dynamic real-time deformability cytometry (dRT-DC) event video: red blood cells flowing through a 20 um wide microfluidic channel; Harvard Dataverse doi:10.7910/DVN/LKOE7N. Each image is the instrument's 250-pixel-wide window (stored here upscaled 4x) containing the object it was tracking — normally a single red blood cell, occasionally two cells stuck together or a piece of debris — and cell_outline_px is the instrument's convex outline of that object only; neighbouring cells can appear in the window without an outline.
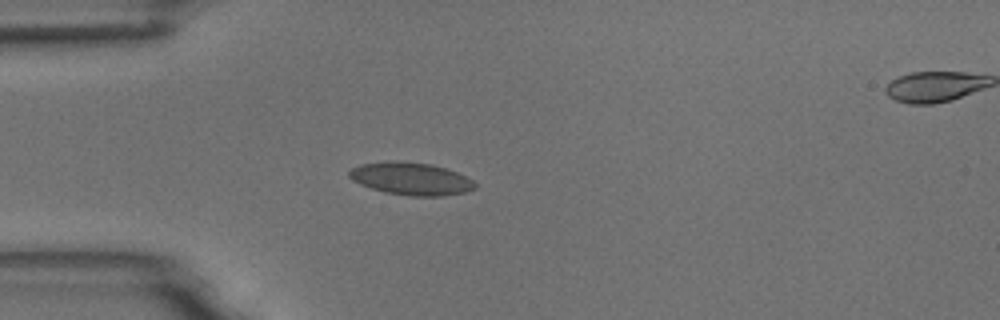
{"species": "common noctule bat (a hibernating species)", "species_latin": "Nyctalus noctula", "temperature_condition": "room temperature", "stored_images_in_passage": 45, "camera_frame_rate_fps": 3000, "um_per_image_px": 0.085, "animal": {"sex": "male", "body_mass_g": 18.8}, "frame": {"image": 1, "passage_image": 9, "time_ms": 2.667, "image_size_px": [1000, 320], "cell_outline_px": [[476, 188], [464, 192], [440, 196], [408, 196], [388, 192], [372, 188], [360, 184], [352, 180], [348, 176], [348, 172], [352, 168], [360, 164], [432, 164], [456, 172], [472, 180], [476, 184]], "centroid_in_image_um": [34.97, 15.24], "position_along_channel_um": 50.0, "area_um2": 22.66}}
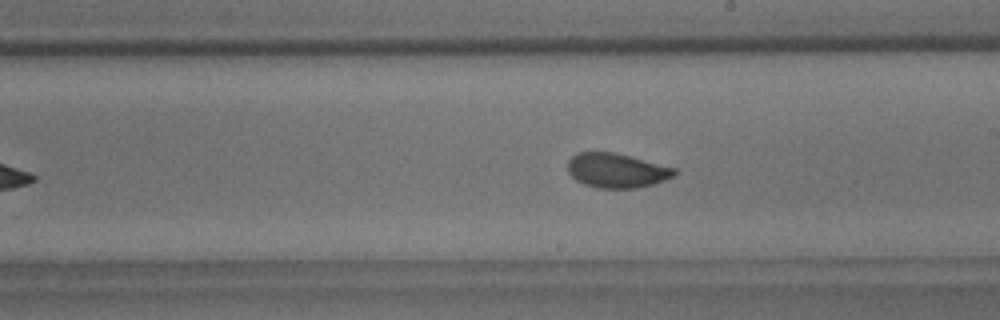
{"frame": {"image": 2, "passage_image": 25, "time_ms": 8.0, "image_size_px": [1000, 320], "cell_outline_px": [[676, 172], [672, 176], [664, 180], [652, 184], [636, 188], [596, 188], [584, 184], [576, 180], [568, 172], [568, 160], [576, 152], [612, 152], [676, 168]], "centroid_in_image_um": [52.37, 14.49], "position_along_channel_um": 236.6, "area_um2": 21.21}}
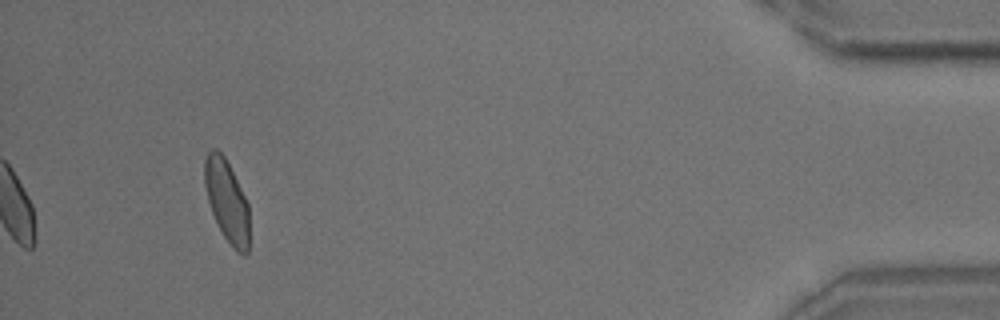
{"frame": {"image": 3, "passage_image": 45, "time_ms": 14.667, "image_size_px": [1000, 320], "cell_outline_px": [[248, 252], [244, 256], [236, 252], [232, 248], [224, 236], [212, 212], [208, 200], [204, 184], [204, 160], [208, 152], [212, 148], [216, 148], [224, 156], [248, 204]], "centroid_in_image_um": [19.27, 17.09], "position_along_channel_um": 415.9, "area_um2": 21.04}, "authors_computed_cell_mechanics": {"area_um2": 21.7906, "velocity_mm_per_s": 3.7033, "shape_relaxation_time_tau1_ms": 4.698, "shape_relaxation_time_tau2_ms": 0.8161, "deformation_change_tau1": 0.1335, "deformation_change_tau2": 0.0465}}